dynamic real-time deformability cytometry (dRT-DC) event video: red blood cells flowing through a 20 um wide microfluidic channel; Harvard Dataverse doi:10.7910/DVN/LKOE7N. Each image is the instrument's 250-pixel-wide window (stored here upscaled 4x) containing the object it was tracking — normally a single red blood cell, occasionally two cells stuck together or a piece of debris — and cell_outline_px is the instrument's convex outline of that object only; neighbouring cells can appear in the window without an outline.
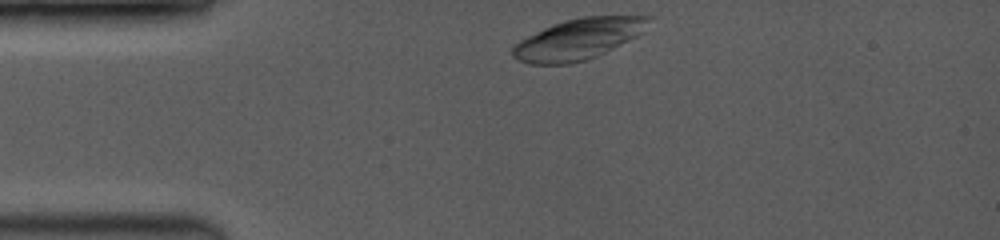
{"species": "common noctule bat (a hibernating species)", "species_latin": "Nyctalus noctula", "temperature_condition": "room temperature", "stored_images_in_passage": 30, "camera_frame_rate_fps": 3500, "um_per_image_px": 0.085, "animal": {"sex": "female", "body_mass_g": 19.0, "forearm_length_mm": 53.3}, "frame": {"image": 1, "passage_image": 1, "time_ms": 0.0, "image_size_px": [1000, 240], "cell_outline_px": [[652, 16], [640, 32], [636, 36], [596, 56], [584, 60], [568, 64], [528, 64], [516, 60], [512, 56], [512, 48], [520, 40], [552, 24], [564, 20], [580, 16]], "centroid_in_image_um": [49.08, 3.32], "position_along_channel_um": 35.9, "area_um2": 31.85}}
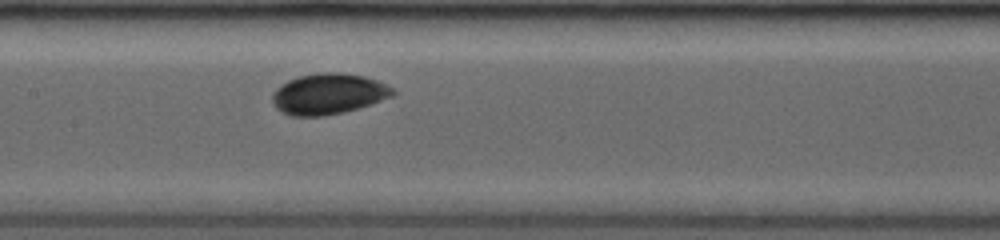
{"frame": {"image": 2, "passage_image": 13, "time_ms": 4.571, "image_size_px": [1000, 240], "cell_outline_px": [[396, 92], [392, 96], [344, 112], [324, 116], [292, 116], [280, 112], [276, 108], [272, 100], [272, 96], [276, 88], [288, 80], [300, 76], [320, 72], [336, 72], [364, 76], [376, 80], [392, 88]], "centroid_in_image_um": [27.87, 7.98], "position_along_channel_um": 179.5, "area_um2": 28.38}}
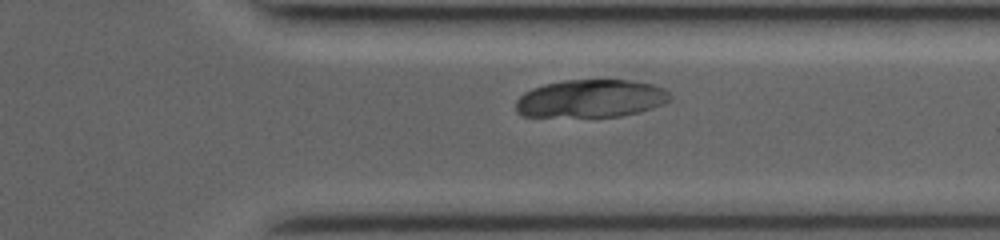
{"frame": {"image": 3, "passage_image": 25, "time_ms": 9.143, "image_size_px": [1000, 240], "cell_outline_px": [[672, 100], [664, 104], [640, 112], [620, 116], [524, 116], [516, 112], [516, 100], [524, 92], [532, 88], [544, 84], [564, 80], [628, 80], [652, 84], [664, 88], [672, 96]], "centroid_in_image_um": [50.24, 8.37], "position_along_channel_um": 361.2, "area_um2": 34.1}}